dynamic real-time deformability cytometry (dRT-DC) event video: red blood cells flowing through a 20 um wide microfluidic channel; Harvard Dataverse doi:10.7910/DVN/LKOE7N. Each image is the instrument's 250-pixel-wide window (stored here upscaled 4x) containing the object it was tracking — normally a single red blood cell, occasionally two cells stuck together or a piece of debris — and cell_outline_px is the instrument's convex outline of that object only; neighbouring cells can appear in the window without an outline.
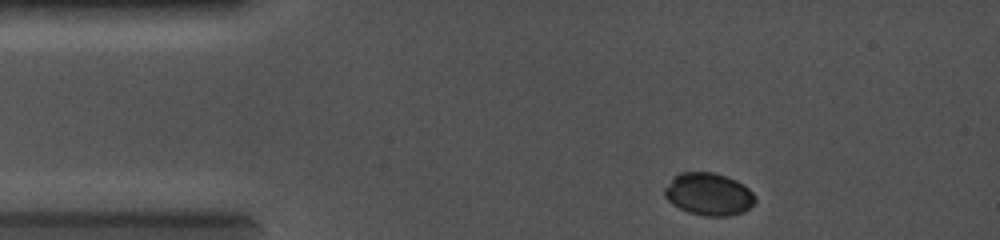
{"species": "common noctule bat (a hibernating species)", "species_latin": "Nyctalus noctula", "temperature_condition": "cold", "stored_images_in_passage": 21, "camera_frame_rate_fps": 5000, "um_per_image_px": 0.085, "animal": {"sex": "female", "body_mass_g": 19.0, "forearm_length_mm": 56.7}, "frame": {"image": 1, "passage_image": 1, "time_ms": 0.0, "image_size_px": [1000, 240], "cell_outline_px": [[756, 200], [744, 212], [728, 216], [704, 216], [688, 212], [672, 204], [664, 196], [664, 188], [672, 176], [680, 172], [712, 172], [736, 180], [744, 184], [756, 196]], "centroid_in_image_um": [60.22, 16.5], "position_along_channel_um": 24.8, "area_um2": 22.54}}
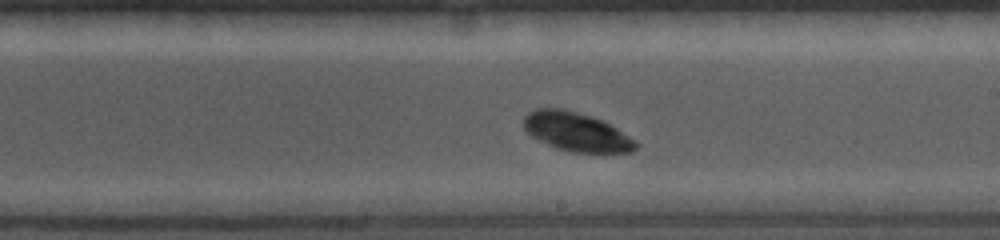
{"frame": {"image": 2, "passage_image": 13, "time_ms": 5.8, "image_size_px": [1000, 240], "cell_outline_px": [[636, 148], [632, 152], [572, 152], [556, 148], [532, 136], [524, 128], [524, 116], [528, 112], [536, 108], [560, 108], [576, 112], [600, 120], [616, 128], [636, 140]], "centroid_in_image_um": [48.97, 11.2], "position_along_channel_um": 240.0, "area_um2": 24.91}}
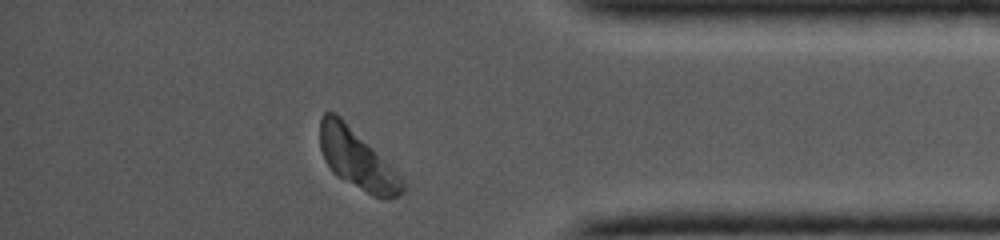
{"frame": {"image": 3, "passage_image": 21, "time_ms": 9.6, "image_size_px": [1000, 240], "cell_outline_px": [[404, 192], [388, 200], [384, 200], [372, 196], [336, 176], [332, 172], [324, 160], [320, 148], [320, 116], [324, 112], [336, 112], [404, 180]], "centroid_in_image_um": [30.31, 13.55], "position_along_channel_um": 404.9, "area_um2": 28.32}}